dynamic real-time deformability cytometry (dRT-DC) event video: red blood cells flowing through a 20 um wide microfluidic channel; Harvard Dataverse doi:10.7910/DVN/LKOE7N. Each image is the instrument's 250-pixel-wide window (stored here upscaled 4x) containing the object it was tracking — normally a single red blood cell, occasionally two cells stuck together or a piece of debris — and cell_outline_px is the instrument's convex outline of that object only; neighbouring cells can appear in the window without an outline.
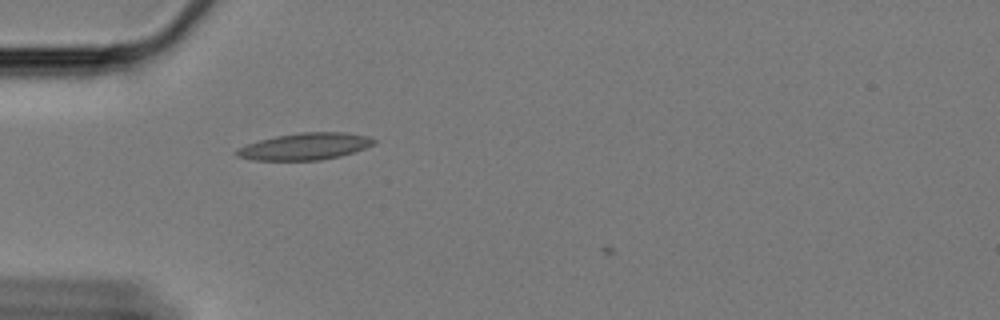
{"species": "Egyptian fruit bat (a non-hibernating species)", "species_latin": "Rousettus aegyptiacus", "temperature_condition": "cold", "stored_images_in_passage": 11, "camera_frame_rate_fps": 3000, "um_per_image_px": 0.085, "animal": {"sex": "female"}, "frame": {"image": 1, "passage_image": 10, "time_ms": 3.0, "image_size_px": [1000, 320], "cell_outline_px": [[376, 144], [340, 156], [320, 160], [252, 160], [236, 156], [232, 152], [236, 148], [260, 140], [276, 136], [300, 132], [344, 132], [368, 136], [376, 140]], "centroid_in_image_um": [25.89, 12.44], "position_along_channel_um": 59.1, "area_um2": 21.5}}